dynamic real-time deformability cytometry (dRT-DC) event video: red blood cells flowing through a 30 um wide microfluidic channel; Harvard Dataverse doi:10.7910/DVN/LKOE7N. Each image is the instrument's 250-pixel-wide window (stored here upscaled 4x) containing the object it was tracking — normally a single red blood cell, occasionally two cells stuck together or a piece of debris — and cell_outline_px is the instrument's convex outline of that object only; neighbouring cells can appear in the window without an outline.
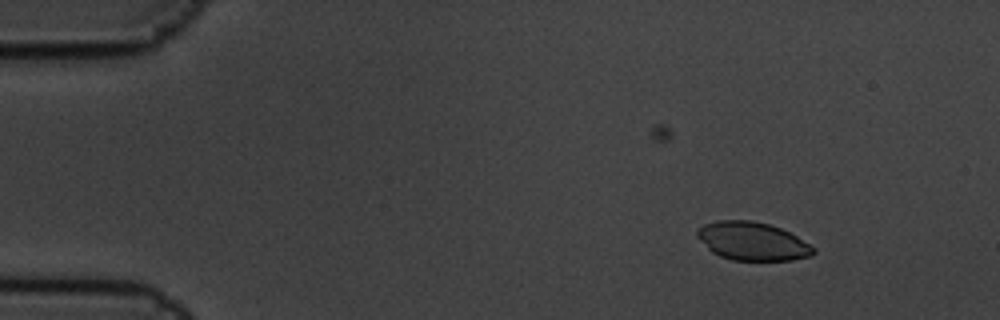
{"species": "common noctule bat (a hibernating species)", "species_latin": "Nyctalus noctula", "temperature_condition": "cold", "stored_images_in_passage": 4, "camera_frame_rate_fps": 3000, "um_per_image_px": 0.085, "animal": {"sex": "male", "body_mass_g": 19.5, "forearm_length_mm": 54.6}, "frame": {"image": 1, "passage_image": 2, "time_ms": 0.333, "image_size_px": [1000, 320], "cell_outline_px": [[816, 252], [812, 256], [792, 260], [732, 260], [720, 256], [712, 252], [696, 236], [696, 228], [704, 224], [716, 220], [752, 220], [768, 224], [780, 228], [796, 236], [816, 248]], "centroid_in_image_um": [63.94, 20.5], "position_along_channel_um": 21.1, "area_um2": 26.01}}